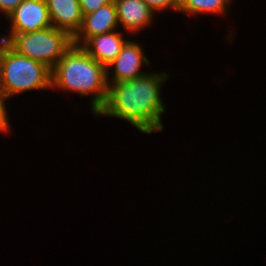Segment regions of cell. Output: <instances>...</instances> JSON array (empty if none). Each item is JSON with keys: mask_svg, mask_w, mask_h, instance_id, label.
<instances>
[{"mask_svg": "<svg viewBox=\"0 0 266 266\" xmlns=\"http://www.w3.org/2000/svg\"><path fill=\"white\" fill-rule=\"evenodd\" d=\"M168 76L166 72L153 71L129 81L108 84L105 102L94 116L127 121L146 134L162 131L161 118L166 110L161 89Z\"/></svg>", "mask_w": 266, "mask_h": 266, "instance_id": "6da1fadb", "label": "cell"}, {"mask_svg": "<svg viewBox=\"0 0 266 266\" xmlns=\"http://www.w3.org/2000/svg\"><path fill=\"white\" fill-rule=\"evenodd\" d=\"M51 89L90 97L93 115L103 106L108 90L107 70L81 46L73 44L51 69Z\"/></svg>", "mask_w": 266, "mask_h": 266, "instance_id": "7a4b0ae2", "label": "cell"}, {"mask_svg": "<svg viewBox=\"0 0 266 266\" xmlns=\"http://www.w3.org/2000/svg\"><path fill=\"white\" fill-rule=\"evenodd\" d=\"M51 89V69L21 55L4 42L0 51V90L9 99L20 93Z\"/></svg>", "mask_w": 266, "mask_h": 266, "instance_id": "3957f363", "label": "cell"}, {"mask_svg": "<svg viewBox=\"0 0 266 266\" xmlns=\"http://www.w3.org/2000/svg\"><path fill=\"white\" fill-rule=\"evenodd\" d=\"M2 37L17 53L42 62L50 69L73 45V38L67 32L53 26L29 33H9Z\"/></svg>", "mask_w": 266, "mask_h": 266, "instance_id": "277c9868", "label": "cell"}, {"mask_svg": "<svg viewBox=\"0 0 266 266\" xmlns=\"http://www.w3.org/2000/svg\"><path fill=\"white\" fill-rule=\"evenodd\" d=\"M132 40L129 39L124 44L115 60L106 67L108 84L129 81L148 73L141 69L145 64H150L149 59L144 55V48L137 41Z\"/></svg>", "mask_w": 266, "mask_h": 266, "instance_id": "5b68a950", "label": "cell"}, {"mask_svg": "<svg viewBox=\"0 0 266 266\" xmlns=\"http://www.w3.org/2000/svg\"><path fill=\"white\" fill-rule=\"evenodd\" d=\"M9 33H29L52 26L45 0H23L8 16Z\"/></svg>", "mask_w": 266, "mask_h": 266, "instance_id": "8992f818", "label": "cell"}, {"mask_svg": "<svg viewBox=\"0 0 266 266\" xmlns=\"http://www.w3.org/2000/svg\"><path fill=\"white\" fill-rule=\"evenodd\" d=\"M115 3L101 6L91 14L83 15L82 25L73 37V44L82 46L90 37L118 30Z\"/></svg>", "mask_w": 266, "mask_h": 266, "instance_id": "52a82bcc", "label": "cell"}, {"mask_svg": "<svg viewBox=\"0 0 266 266\" xmlns=\"http://www.w3.org/2000/svg\"><path fill=\"white\" fill-rule=\"evenodd\" d=\"M117 20L125 34L135 35L154 22L156 12L143 0H115Z\"/></svg>", "mask_w": 266, "mask_h": 266, "instance_id": "ba28073f", "label": "cell"}, {"mask_svg": "<svg viewBox=\"0 0 266 266\" xmlns=\"http://www.w3.org/2000/svg\"><path fill=\"white\" fill-rule=\"evenodd\" d=\"M53 27L67 32L72 38L79 31L83 14L79 0H45Z\"/></svg>", "mask_w": 266, "mask_h": 266, "instance_id": "9c48e42d", "label": "cell"}, {"mask_svg": "<svg viewBox=\"0 0 266 266\" xmlns=\"http://www.w3.org/2000/svg\"><path fill=\"white\" fill-rule=\"evenodd\" d=\"M129 40L125 35L114 30L90 37L81 47L97 62L107 67L121 52L124 44Z\"/></svg>", "mask_w": 266, "mask_h": 266, "instance_id": "30bf717a", "label": "cell"}, {"mask_svg": "<svg viewBox=\"0 0 266 266\" xmlns=\"http://www.w3.org/2000/svg\"><path fill=\"white\" fill-rule=\"evenodd\" d=\"M232 0H180V13L186 15L215 14L223 15L231 6Z\"/></svg>", "mask_w": 266, "mask_h": 266, "instance_id": "8fae6325", "label": "cell"}, {"mask_svg": "<svg viewBox=\"0 0 266 266\" xmlns=\"http://www.w3.org/2000/svg\"><path fill=\"white\" fill-rule=\"evenodd\" d=\"M144 3L149 6L155 12L161 14V11L164 13V10L169 9L171 11L179 12L180 10V0H143Z\"/></svg>", "mask_w": 266, "mask_h": 266, "instance_id": "7c38bea8", "label": "cell"}, {"mask_svg": "<svg viewBox=\"0 0 266 266\" xmlns=\"http://www.w3.org/2000/svg\"><path fill=\"white\" fill-rule=\"evenodd\" d=\"M8 98L5 96V94L0 90V133L8 134L10 131L11 124L8 120L9 114L7 111L6 103L5 101Z\"/></svg>", "mask_w": 266, "mask_h": 266, "instance_id": "4fadbf2b", "label": "cell"}, {"mask_svg": "<svg viewBox=\"0 0 266 266\" xmlns=\"http://www.w3.org/2000/svg\"><path fill=\"white\" fill-rule=\"evenodd\" d=\"M115 0H79L83 15H88L99 9L101 6L114 3Z\"/></svg>", "mask_w": 266, "mask_h": 266, "instance_id": "5bb4252c", "label": "cell"}, {"mask_svg": "<svg viewBox=\"0 0 266 266\" xmlns=\"http://www.w3.org/2000/svg\"><path fill=\"white\" fill-rule=\"evenodd\" d=\"M23 0H0V13L8 16Z\"/></svg>", "mask_w": 266, "mask_h": 266, "instance_id": "9a60e30c", "label": "cell"}, {"mask_svg": "<svg viewBox=\"0 0 266 266\" xmlns=\"http://www.w3.org/2000/svg\"><path fill=\"white\" fill-rule=\"evenodd\" d=\"M4 42H5V40L3 39L2 35H1V37H0V51H1V48L4 44Z\"/></svg>", "mask_w": 266, "mask_h": 266, "instance_id": "2e32d148", "label": "cell"}]
</instances>
